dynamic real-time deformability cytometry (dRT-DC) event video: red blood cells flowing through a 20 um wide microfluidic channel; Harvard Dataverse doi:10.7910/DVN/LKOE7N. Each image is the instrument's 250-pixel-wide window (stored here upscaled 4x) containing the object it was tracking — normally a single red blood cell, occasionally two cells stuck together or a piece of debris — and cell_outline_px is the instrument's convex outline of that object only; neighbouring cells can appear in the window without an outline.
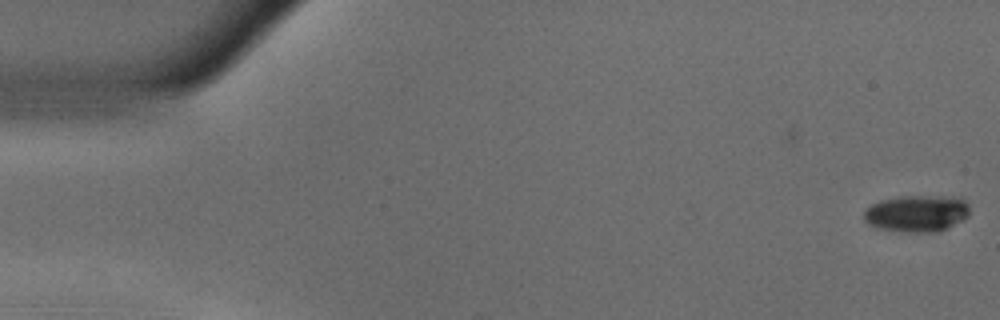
{"species": "common noctule bat (a hibernating species)", "species_latin": "Nyctalus noctula", "temperature_condition": "warm", "stored_images_in_passage": 5, "camera_frame_rate_fps": 3000, "um_per_image_px": 0.085, "animal": {"sex": "male", "body_mass_g": 18.8}, "frame": {"image": 1, "passage_image": 5, "time_ms": 1.333, "image_size_px": [1000, 320], "cell_outline_px": [[968, 216], [964, 220], [948, 228], [936, 232], [908, 232], [880, 228], [868, 224], [864, 220], [864, 208], [880, 200], [896, 196], [960, 196], [968, 204]], "centroid_in_image_um": [77.94, 18.12], "position_along_channel_um": 7.1, "area_um2": 22.95}}